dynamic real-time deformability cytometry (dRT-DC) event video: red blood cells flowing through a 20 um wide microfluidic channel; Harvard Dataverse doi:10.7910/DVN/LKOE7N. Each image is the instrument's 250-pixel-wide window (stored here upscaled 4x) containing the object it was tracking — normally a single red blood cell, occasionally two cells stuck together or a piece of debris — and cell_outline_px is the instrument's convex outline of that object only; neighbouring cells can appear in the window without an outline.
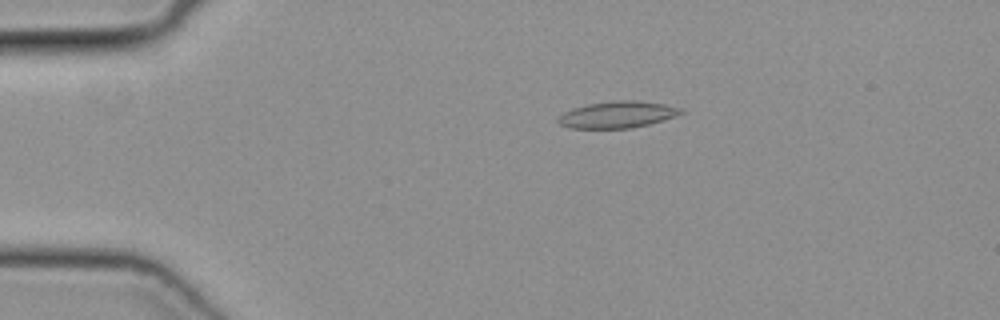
{"species": "common noctule bat (a hibernating species)", "species_latin": "Nyctalus noctula", "temperature_condition": "cold", "stored_images_in_passage": 46, "camera_frame_rate_fps": 3000, "um_per_image_px": 0.085, "animal": {"sex": "female", "body_mass_g": 19.3, "forearm_length_mm": 54.1}, "frame": {"image": 1, "passage_image": 7, "time_ms": 2.0, "image_size_px": [1000, 320], "cell_outline_px": [[684, 112], [676, 116], [664, 120], [632, 128], [568, 128], [560, 124], [556, 120], [564, 112], [572, 108], [588, 104], [612, 100], [636, 100], [664, 104], [684, 108]], "centroid_in_image_um": [52.5, 9.73], "position_along_channel_um": 32.5, "area_um2": 19.19}}
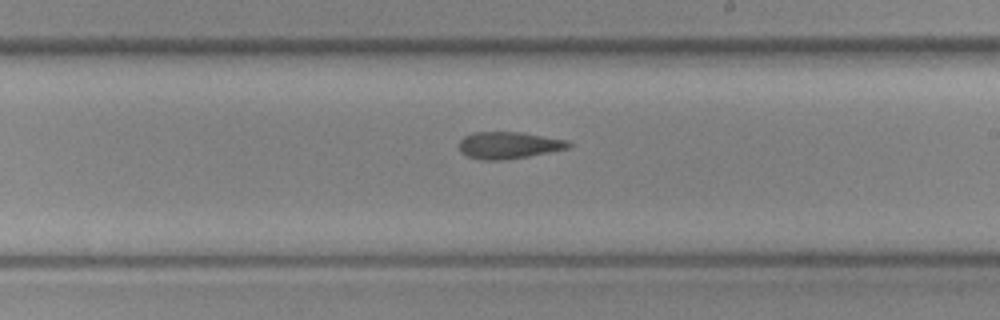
{"frame": {"image": 2, "passage_image": 26, "time_ms": 8.333, "image_size_px": [1000, 320], "cell_outline_px": [[572, 144], [568, 148], [528, 156], [504, 160], [480, 160], [468, 156], [460, 152], [460, 140], [464, 136], [472, 132], [520, 132], [568, 140]], "centroid_in_image_um": [43.22, 12.34], "position_along_channel_um": 245.8, "area_um2": 17.11}}
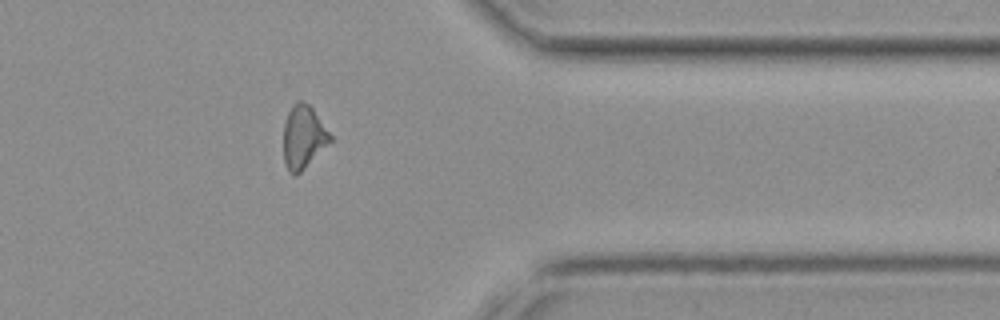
{"frame": {"image": 3, "passage_image": 37, "time_ms": 12.0, "image_size_px": [1000, 320], "cell_outline_px": [[332, 140], [296, 176], [292, 176], [288, 172], [284, 164], [284, 124], [288, 112], [292, 104], [296, 100], [300, 100], [308, 104], [312, 108], [332, 136]], "centroid_in_image_um": [25.76, 11.65], "position_along_channel_um": 385.6, "area_um2": 17.11}}